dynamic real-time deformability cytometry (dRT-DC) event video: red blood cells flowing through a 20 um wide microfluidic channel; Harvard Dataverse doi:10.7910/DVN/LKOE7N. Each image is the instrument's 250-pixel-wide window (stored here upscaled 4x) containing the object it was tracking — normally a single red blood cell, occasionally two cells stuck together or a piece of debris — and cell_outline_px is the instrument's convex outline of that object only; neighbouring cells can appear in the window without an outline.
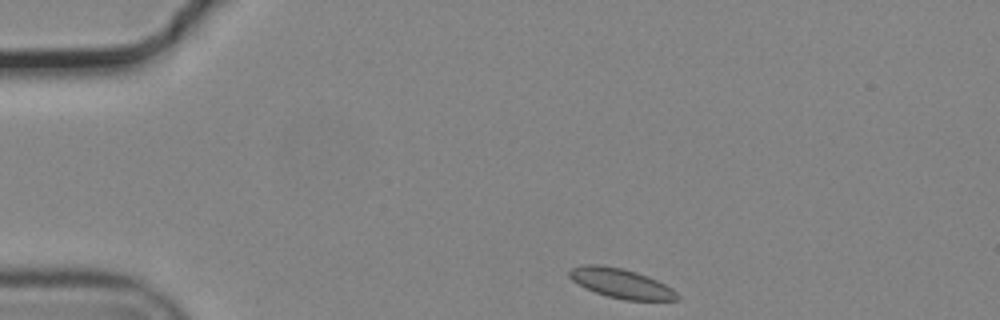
{"species": "common noctule bat (a hibernating species)", "species_latin": "Nyctalus noctula", "temperature_condition": "cold", "stored_images_in_passage": 38, "camera_frame_rate_fps": 3000, "um_per_image_px": 0.085, "animal": {"sex": "male", "body_mass_g": 19.2, "forearm_length_mm": 51.8}, "frame": {"image": 1, "passage_image": 1, "time_ms": 0.0, "image_size_px": [1000, 320], "cell_outline_px": [[680, 300], [624, 300], [608, 296], [584, 288], [572, 280], [568, 276], [568, 272], [572, 268], [580, 264], [600, 264], [624, 268], [648, 276], [672, 288], [680, 296]], "centroid_in_image_um": [52.77, 24.07], "position_along_channel_um": 32.2, "area_um2": 18.73}}
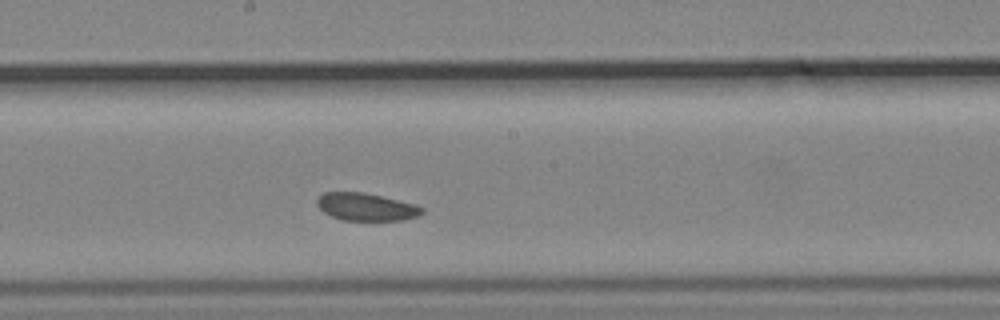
{"frame": {"image": 2, "passage_image": 21, "time_ms": 6.667, "image_size_px": [1000, 320], "cell_outline_px": [[424, 212], [420, 216], [404, 220], [344, 220], [332, 216], [324, 212], [316, 204], [316, 200], [324, 192], [364, 192], [412, 204], [424, 208]], "centroid_in_image_um": [31.12, 17.59], "position_along_channel_um": 217.1, "area_um2": 16.7}}
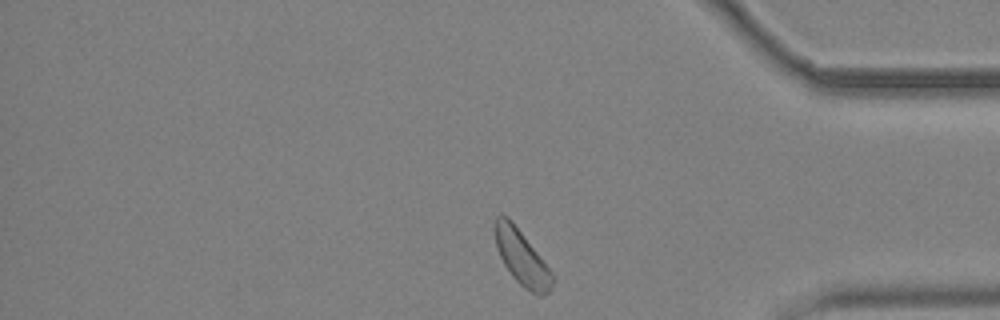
{"frame": {"image": 3, "passage_image": 37, "time_ms": 12.0, "image_size_px": [1000, 320], "cell_outline_px": [[556, 280], [552, 288], [544, 296], [540, 296], [524, 288], [512, 276], [504, 264], [496, 248], [492, 228], [496, 216], [500, 212], [508, 216], [512, 220], [556, 276]], "centroid_in_image_um": [44.34, 21.86], "position_along_channel_um": 390.9, "area_um2": 19.02}}